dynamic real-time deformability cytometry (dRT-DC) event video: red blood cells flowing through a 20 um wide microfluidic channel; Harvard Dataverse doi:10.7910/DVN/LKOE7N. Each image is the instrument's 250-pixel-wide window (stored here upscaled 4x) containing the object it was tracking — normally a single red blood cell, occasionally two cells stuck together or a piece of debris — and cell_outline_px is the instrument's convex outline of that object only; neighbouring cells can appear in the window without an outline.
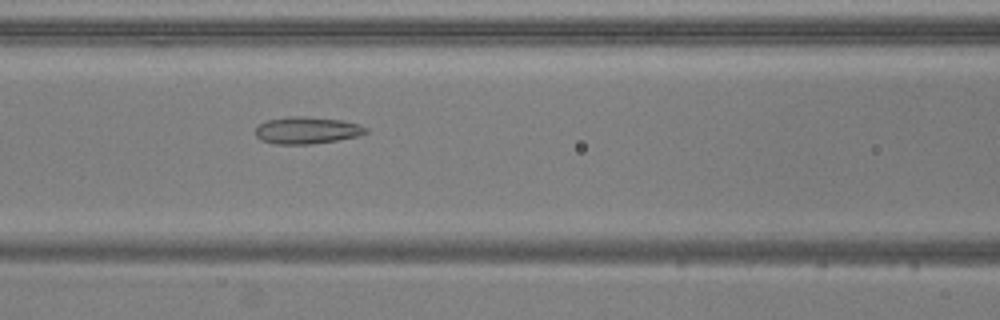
{"species": "common noctule bat (a hibernating species)", "species_latin": "Nyctalus noctula", "temperature_condition": "warm", "stored_images_in_passage": 54, "camera_frame_rate_fps": 3000, "um_per_image_px": 0.085, "animal": {"sex": "male", "body_mass_g": 20.5, "forearm_length_mm": 52.5}, "frame": {"image": 1, "passage_image": 23, "time_ms": 7.333, "image_size_px": [1000, 320], "cell_outline_px": [[368, 132], [360, 136], [312, 144], [276, 144], [260, 140], [256, 136], [256, 128], [260, 124], [268, 120], [288, 116], [304, 116], [340, 120], [360, 124], [368, 128]], "centroid_in_image_um": [26.11, 11.08], "position_along_channel_um": 140.5, "area_um2": 17.4}}
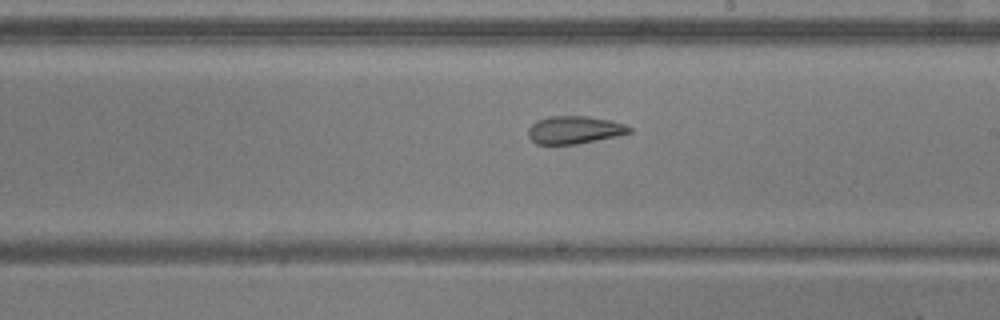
{"frame": {"image": 2, "passage_image": 31, "time_ms": 10.0, "image_size_px": [1000, 320], "cell_outline_px": [[632, 132], [616, 136], [576, 144], [536, 144], [528, 136], [528, 128], [536, 120], [548, 116], [588, 116], [608, 120], [624, 124], [632, 128]], "centroid_in_image_um": [48.8, 11.03], "position_along_channel_um": 240.2, "area_um2": 16.3}}
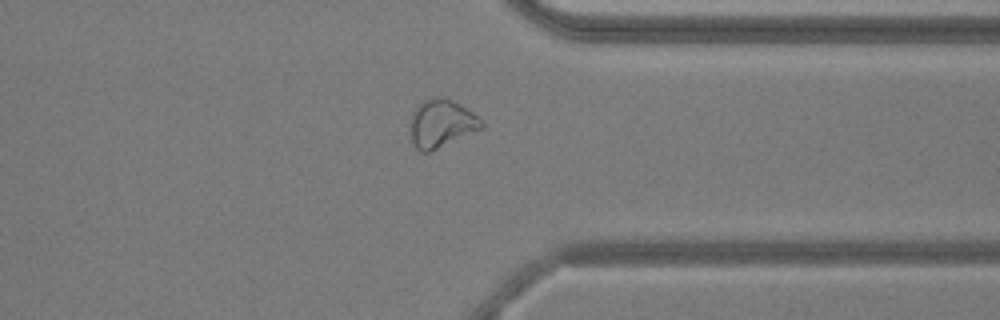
{"frame": {"image": 3, "passage_image": 42, "time_ms": 13.667, "image_size_px": [1000, 320], "cell_outline_px": [[484, 128], [428, 152], [420, 152], [412, 144], [408, 124], [408, 120], [416, 104], [424, 100], [444, 96], [468, 108], [484, 120]], "centroid_in_image_um": [37.49, 10.48], "position_along_channel_um": 373.9, "area_um2": 20.46}, "authors_computed_cell_mechanics": {"area_um2": 20.9525, "velocity_mm_per_s": 3.742, "shape_relaxation_time_tau1_ms": null, "shape_relaxation_time_tau2_ms": 2.2561, "deformation_change_tau1": null, "deformation_change_tau2": 0.0935}}